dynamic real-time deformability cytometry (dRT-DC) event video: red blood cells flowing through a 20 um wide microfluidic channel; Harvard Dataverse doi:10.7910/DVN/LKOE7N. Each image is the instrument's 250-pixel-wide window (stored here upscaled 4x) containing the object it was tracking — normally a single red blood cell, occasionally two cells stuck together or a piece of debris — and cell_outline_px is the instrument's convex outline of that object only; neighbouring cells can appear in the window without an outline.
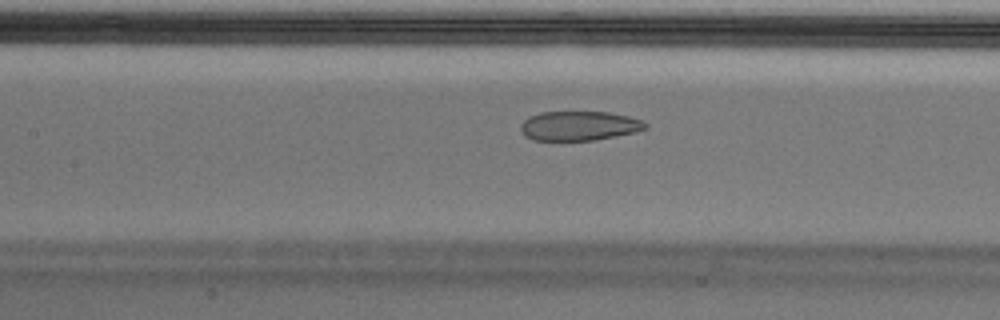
{"species": "Egyptian fruit bat (a non-hibernating species)", "species_latin": "Rousettus aegyptiacus", "temperature_condition": "cold", "stored_images_in_passage": 54, "camera_frame_rate_fps": 3000, "um_per_image_px": 0.085, "animal": {"sex": "male"}, "frame": {"image": 1, "passage_image": 24, "time_ms": 7.667, "image_size_px": [1000, 320], "cell_outline_px": [[648, 128], [636, 132], [596, 140], [532, 140], [524, 136], [520, 132], [520, 124], [528, 116], [540, 112], [608, 112], [628, 116], [644, 120], [648, 124]], "centroid_in_image_um": [49.22, 10.7], "position_along_channel_um": 158.2, "area_um2": 21.68}, "authors_computed_cell_mechanics": {"area_um2": 25.8944, "velocity_mm_per_s": 3.7021, "shape_relaxation_time_tau1_ms": null, "shape_relaxation_time_tau2_ms": 1.6454, "deformation_change_tau1": null, "deformation_change_tau2": 0.0612}}